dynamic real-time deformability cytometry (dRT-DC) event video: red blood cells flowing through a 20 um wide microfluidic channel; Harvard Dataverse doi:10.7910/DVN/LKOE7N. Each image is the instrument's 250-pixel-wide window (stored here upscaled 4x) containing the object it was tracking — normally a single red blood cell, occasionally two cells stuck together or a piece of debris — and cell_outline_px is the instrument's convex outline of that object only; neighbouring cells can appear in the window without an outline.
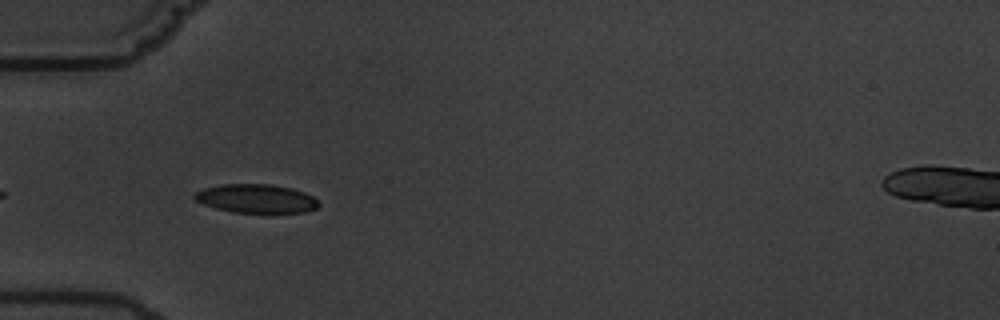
{"species": "common noctule bat (a hibernating species)", "species_latin": "Nyctalus noctula", "temperature_condition": "warm", "stored_images_in_passage": 6, "camera_frame_rate_fps": 3000, "um_per_image_px": 0.085, "animal": {"sex": "male", "body_mass_g": 19.5, "forearm_length_mm": 54.6}, "frame": {"image": 1, "passage_image": 5, "time_ms": 6.333, "image_size_px": [1000, 320], "cell_outline_px": [[320, 204], [316, 208], [304, 212], [232, 212], [216, 208], [204, 204], [196, 200], [192, 196], [196, 192], [204, 188], [220, 184], [272, 184], [292, 188], [304, 192], [312, 196]], "centroid_in_image_um": [21.76, 16.87], "position_along_channel_um": 63.2, "area_um2": 20.63}}